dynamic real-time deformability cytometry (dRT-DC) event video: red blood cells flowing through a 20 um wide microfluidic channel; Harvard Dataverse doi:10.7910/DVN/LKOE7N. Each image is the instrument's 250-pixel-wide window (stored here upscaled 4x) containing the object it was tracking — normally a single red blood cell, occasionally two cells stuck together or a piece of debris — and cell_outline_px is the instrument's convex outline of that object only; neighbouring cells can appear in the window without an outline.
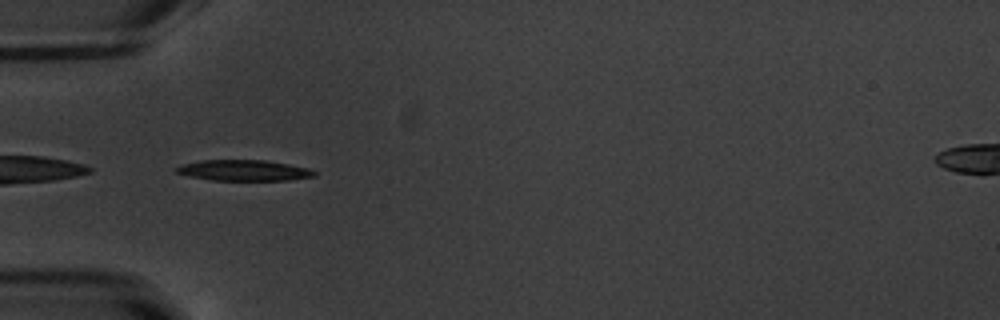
{"species": "common noctule bat (a hibernating species)", "species_latin": "Nyctalus noctula", "temperature_condition": "warm", "stored_images_in_passage": 34, "camera_frame_rate_fps": 3000, "um_per_image_px": 0.085, "animal": {"sex": "male", "body_mass_g": 20.1, "forearm_length_mm": 53.5}, "frame": {"image": 1, "passage_image": 1, "time_ms": 0.0, "image_size_px": [1000, 320], "cell_outline_px": [[316, 176], [288, 180], [212, 180], [188, 176], [176, 172], [176, 168], [184, 164], [200, 160], [268, 160], [308, 168], [316, 172]], "centroid_in_image_um": [20.75, 14.48], "position_along_channel_um": 64.3, "area_um2": 16.65}}
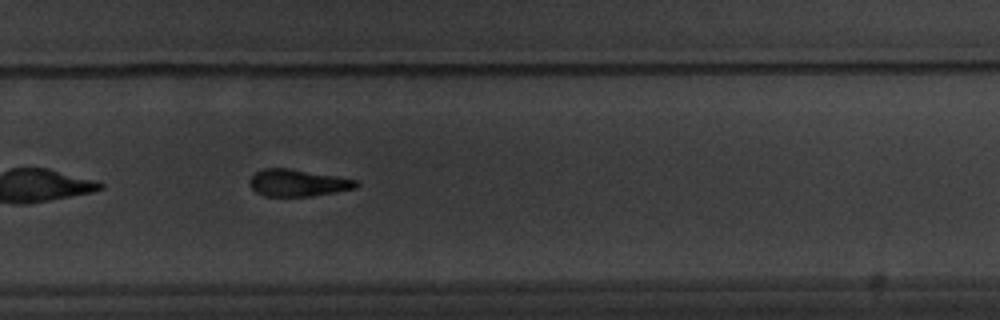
{"frame": {"image": 2, "passage_image": 20, "time_ms": 6.333, "image_size_px": [1000, 320], "cell_outline_px": [[360, 184], [356, 188], [336, 192], [312, 196], [264, 196], [256, 192], [248, 184], [248, 180], [256, 172], [264, 168], [288, 168], [336, 176], [356, 180]], "centroid_in_image_um": [25.29, 15.55], "position_along_channel_um": 304.5, "area_um2": 16.76}, "authors_computed_cell_mechanics": {"area_um2": 17.3978, "velocity_mm_per_s": 3.8178, "shape_relaxation_time_tau1_ms": 2.2005, "shape_relaxation_time_tau2_ms": 5.2323, "deformation_change_tau1": 0.1524, "deformation_change_tau2": 0.1469}}